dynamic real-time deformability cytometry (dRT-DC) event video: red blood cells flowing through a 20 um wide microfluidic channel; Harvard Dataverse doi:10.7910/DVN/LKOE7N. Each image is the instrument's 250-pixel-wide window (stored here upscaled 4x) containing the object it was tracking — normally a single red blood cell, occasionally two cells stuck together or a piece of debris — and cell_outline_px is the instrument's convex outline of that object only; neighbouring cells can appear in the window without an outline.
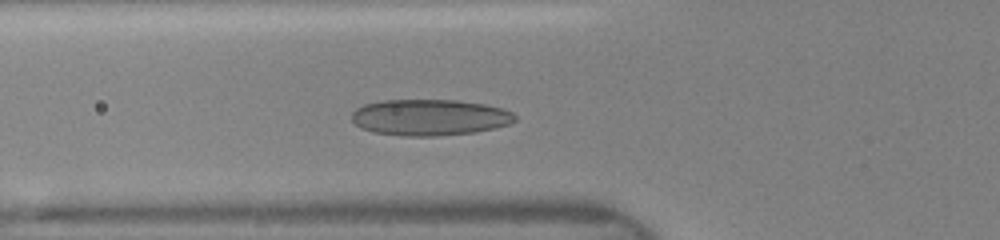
{"species": "human", "species_latin": "Homo sapiens", "temperature_condition": "room temperature", "stored_images_in_passage": 32, "camera_frame_rate_fps": 3000, "um_per_image_px": 0.085, "donor": {"sex": "female"}, "frame": {"image": 1, "passage_image": 10, "time_ms": 2.333, "image_size_px": [1000, 240], "cell_outline_px": [[516, 120], [508, 124], [496, 128], [476, 132], [436, 136], [404, 136], [372, 132], [360, 128], [352, 120], [352, 112], [356, 108], [364, 104], [380, 100], [456, 100], [484, 104], [500, 108], [512, 112], [516, 116]], "centroid_in_image_um": [36.5, 9.98], "position_along_channel_um": 89.3, "area_um2": 34.62}}
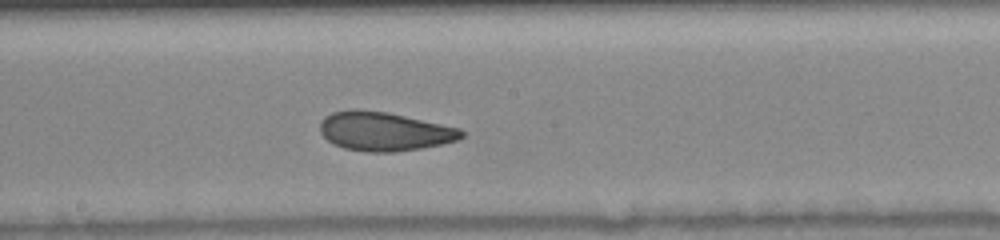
{"frame": {"image": 2, "passage_image": 19, "time_ms": 5.333, "image_size_px": [1000, 240], "cell_outline_px": [[464, 136], [460, 140], [444, 144], [396, 152], [368, 152], [344, 148], [332, 144], [320, 132], [320, 120], [324, 116], [332, 112], [352, 108], [360, 108], [388, 112], [460, 128], [464, 132]], "centroid_in_image_um": [32.65, 11.15], "position_along_channel_um": 215.5, "area_um2": 32.54}}
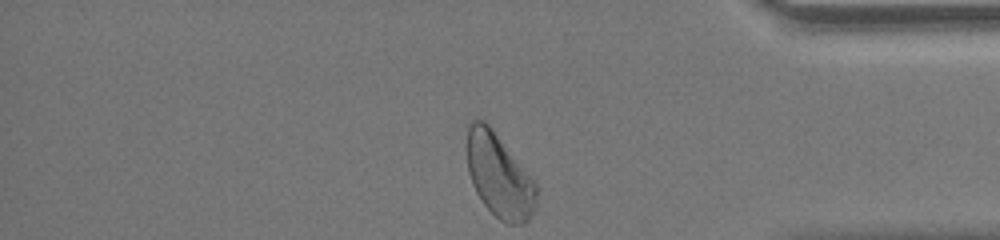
{"frame": {"image": 3, "passage_image": 32, "time_ms": 10.0, "image_size_px": [1000, 240], "cell_outline_px": [[536, 208], [528, 220], [524, 224], [508, 224], [500, 220], [484, 204], [476, 192], [472, 184], [468, 172], [468, 124], [472, 120], [484, 120], [492, 128], [536, 180]], "centroid_in_image_um": [42.46, 14.94], "position_along_channel_um": 392.7, "area_um2": 33.99}}